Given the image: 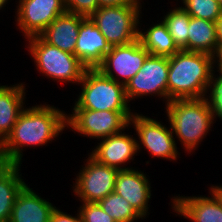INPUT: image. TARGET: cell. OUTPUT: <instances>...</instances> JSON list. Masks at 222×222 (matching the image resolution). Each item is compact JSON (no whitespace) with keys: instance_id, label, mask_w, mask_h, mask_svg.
<instances>
[{"instance_id":"cell-1","label":"cell","mask_w":222,"mask_h":222,"mask_svg":"<svg viewBox=\"0 0 222 222\" xmlns=\"http://www.w3.org/2000/svg\"><path fill=\"white\" fill-rule=\"evenodd\" d=\"M66 115L49 104L24 108L11 133L0 144V162L22 164L23 147L42 146L56 139L67 127Z\"/></svg>"},{"instance_id":"cell-2","label":"cell","mask_w":222,"mask_h":222,"mask_svg":"<svg viewBox=\"0 0 222 222\" xmlns=\"http://www.w3.org/2000/svg\"><path fill=\"white\" fill-rule=\"evenodd\" d=\"M168 103L207 97L215 69L213 56L180 49L168 57Z\"/></svg>"},{"instance_id":"cell-3","label":"cell","mask_w":222,"mask_h":222,"mask_svg":"<svg viewBox=\"0 0 222 222\" xmlns=\"http://www.w3.org/2000/svg\"><path fill=\"white\" fill-rule=\"evenodd\" d=\"M165 109L172 132L190 153L206 137L216 118L207 97L172 100Z\"/></svg>"},{"instance_id":"cell-4","label":"cell","mask_w":222,"mask_h":222,"mask_svg":"<svg viewBox=\"0 0 222 222\" xmlns=\"http://www.w3.org/2000/svg\"><path fill=\"white\" fill-rule=\"evenodd\" d=\"M73 109L95 111H132L125 93V85L103 75L97 68L87 69Z\"/></svg>"},{"instance_id":"cell-5","label":"cell","mask_w":222,"mask_h":222,"mask_svg":"<svg viewBox=\"0 0 222 222\" xmlns=\"http://www.w3.org/2000/svg\"><path fill=\"white\" fill-rule=\"evenodd\" d=\"M29 40V41H28ZM28 51L36 69L50 79L78 83L88 69L75 54L63 51L45 42L39 35L27 38Z\"/></svg>"},{"instance_id":"cell-6","label":"cell","mask_w":222,"mask_h":222,"mask_svg":"<svg viewBox=\"0 0 222 222\" xmlns=\"http://www.w3.org/2000/svg\"><path fill=\"white\" fill-rule=\"evenodd\" d=\"M141 5L99 7L91 20L110 46L127 45L139 39Z\"/></svg>"},{"instance_id":"cell-7","label":"cell","mask_w":222,"mask_h":222,"mask_svg":"<svg viewBox=\"0 0 222 222\" xmlns=\"http://www.w3.org/2000/svg\"><path fill=\"white\" fill-rule=\"evenodd\" d=\"M72 113L66 115L67 128L94 139H103L124 131L133 116L131 111L73 109Z\"/></svg>"},{"instance_id":"cell-8","label":"cell","mask_w":222,"mask_h":222,"mask_svg":"<svg viewBox=\"0 0 222 222\" xmlns=\"http://www.w3.org/2000/svg\"><path fill=\"white\" fill-rule=\"evenodd\" d=\"M168 57L149 55L140 70L125 85L126 97L134 98L155 94L168 103Z\"/></svg>"},{"instance_id":"cell-9","label":"cell","mask_w":222,"mask_h":222,"mask_svg":"<svg viewBox=\"0 0 222 222\" xmlns=\"http://www.w3.org/2000/svg\"><path fill=\"white\" fill-rule=\"evenodd\" d=\"M85 167L81 168L73 193L81 202L98 203L114 192L118 169L98 162L90 154Z\"/></svg>"},{"instance_id":"cell-10","label":"cell","mask_w":222,"mask_h":222,"mask_svg":"<svg viewBox=\"0 0 222 222\" xmlns=\"http://www.w3.org/2000/svg\"><path fill=\"white\" fill-rule=\"evenodd\" d=\"M133 124V125H132ZM130 125L134 126L138 135L137 151L145 147L153 157H161L169 160H176L178 150L174 139V134L156 119H152L143 114L134 113L130 118ZM171 130V131H170ZM143 145L142 147L140 146Z\"/></svg>"},{"instance_id":"cell-11","label":"cell","mask_w":222,"mask_h":222,"mask_svg":"<svg viewBox=\"0 0 222 222\" xmlns=\"http://www.w3.org/2000/svg\"><path fill=\"white\" fill-rule=\"evenodd\" d=\"M149 55L139 39L127 45L111 46L97 69L106 77L126 85L140 70Z\"/></svg>"},{"instance_id":"cell-12","label":"cell","mask_w":222,"mask_h":222,"mask_svg":"<svg viewBox=\"0 0 222 222\" xmlns=\"http://www.w3.org/2000/svg\"><path fill=\"white\" fill-rule=\"evenodd\" d=\"M18 3L16 22L26 39L40 35L66 12L65 0H19Z\"/></svg>"},{"instance_id":"cell-13","label":"cell","mask_w":222,"mask_h":222,"mask_svg":"<svg viewBox=\"0 0 222 222\" xmlns=\"http://www.w3.org/2000/svg\"><path fill=\"white\" fill-rule=\"evenodd\" d=\"M111 46L91 20L85 17L80 24L79 35L75 45V56L88 68H97L110 51Z\"/></svg>"},{"instance_id":"cell-14","label":"cell","mask_w":222,"mask_h":222,"mask_svg":"<svg viewBox=\"0 0 222 222\" xmlns=\"http://www.w3.org/2000/svg\"><path fill=\"white\" fill-rule=\"evenodd\" d=\"M101 142L94 148L90 155L98 162L114 167L118 170L131 169L124 167L126 162H131L137 155L138 140L127 135L125 132H120L112 136L100 139ZM124 164L123 166H121Z\"/></svg>"},{"instance_id":"cell-15","label":"cell","mask_w":222,"mask_h":222,"mask_svg":"<svg viewBox=\"0 0 222 222\" xmlns=\"http://www.w3.org/2000/svg\"><path fill=\"white\" fill-rule=\"evenodd\" d=\"M150 189V181L141 170L118 171L114 192L124 197L143 218L149 213Z\"/></svg>"},{"instance_id":"cell-16","label":"cell","mask_w":222,"mask_h":222,"mask_svg":"<svg viewBox=\"0 0 222 222\" xmlns=\"http://www.w3.org/2000/svg\"><path fill=\"white\" fill-rule=\"evenodd\" d=\"M210 193L211 197H173L172 209L192 222H222V202L212 190Z\"/></svg>"},{"instance_id":"cell-17","label":"cell","mask_w":222,"mask_h":222,"mask_svg":"<svg viewBox=\"0 0 222 222\" xmlns=\"http://www.w3.org/2000/svg\"><path fill=\"white\" fill-rule=\"evenodd\" d=\"M55 207L26 184L17 195L9 222H50Z\"/></svg>"},{"instance_id":"cell-18","label":"cell","mask_w":222,"mask_h":222,"mask_svg":"<svg viewBox=\"0 0 222 222\" xmlns=\"http://www.w3.org/2000/svg\"><path fill=\"white\" fill-rule=\"evenodd\" d=\"M84 16L65 12L59 15L39 36L50 45L75 54L79 28Z\"/></svg>"},{"instance_id":"cell-19","label":"cell","mask_w":222,"mask_h":222,"mask_svg":"<svg viewBox=\"0 0 222 222\" xmlns=\"http://www.w3.org/2000/svg\"><path fill=\"white\" fill-rule=\"evenodd\" d=\"M25 84L0 86V144L11 133L19 115L24 110Z\"/></svg>"},{"instance_id":"cell-20","label":"cell","mask_w":222,"mask_h":222,"mask_svg":"<svg viewBox=\"0 0 222 222\" xmlns=\"http://www.w3.org/2000/svg\"><path fill=\"white\" fill-rule=\"evenodd\" d=\"M20 166L0 162V222H9L17 195L26 185L19 174Z\"/></svg>"},{"instance_id":"cell-21","label":"cell","mask_w":222,"mask_h":222,"mask_svg":"<svg viewBox=\"0 0 222 222\" xmlns=\"http://www.w3.org/2000/svg\"><path fill=\"white\" fill-rule=\"evenodd\" d=\"M187 33L188 41L182 50L214 54L218 46L215 22L190 17Z\"/></svg>"},{"instance_id":"cell-22","label":"cell","mask_w":222,"mask_h":222,"mask_svg":"<svg viewBox=\"0 0 222 222\" xmlns=\"http://www.w3.org/2000/svg\"><path fill=\"white\" fill-rule=\"evenodd\" d=\"M160 22L153 24L146 32L139 30V40L150 55L170 57L180 48L174 42L163 20Z\"/></svg>"},{"instance_id":"cell-23","label":"cell","mask_w":222,"mask_h":222,"mask_svg":"<svg viewBox=\"0 0 222 222\" xmlns=\"http://www.w3.org/2000/svg\"><path fill=\"white\" fill-rule=\"evenodd\" d=\"M98 204L116 222H133L143 217L129 204V202L115 192H111Z\"/></svg>"},{"instance_id":"cell-24","label":"cell","mask_w":222,"mask_h":222,"mask_svg":"<svg viewBox=\"0 0 222 222\" xmlns=\"http://www.w3.org/2000/svg\"><path fill=\"white\" fill-rule=\"evenodd\" d=\"M163 17V22L166 24L168 32L177 46L182 49L188 41L187 32L191 16L181 6L173 8Z\"/></svg>"},{"instance_id":"cell-25","label":"cell","mask_w":222,"mask_h":222,"mask_svg":"<svg viewBox=\"0 0 222 222\" xmlns=\"http://www.w3.org/2000/svg\"><path fill=\"white\" fill-rule=\"evenodd\" d=\"M182 7L191 17L216 22L222 16L217 0H182Z\"/></svg>"},{"instance_id":"cell-26","label":"cell","mask_w":222,"mask_h":222,"mask_svg":"<svg viewBox=\"0 0 222 222\" xmlns=\"http://www.w3.org/2000/svg\"><path fill=\"white\" fill-rule=\"evenodd\" d=\"M79 212L83 222H116L98 203L83 202Z\"/></svg>"},{"instance_id":"cell-27","label":"cell","mask_w":222,"mask_h":222,"mask_svg":"<svg viewBox=\"0 0 222 222\" xmlns=\"http://www.w3.org/2000/svg\"><path fill=\"white\" fill-rule=\"evenodd\" d=\"M209 92L210 96L208 95L207 98L209 99L214 115L222 120V74L217 75V78L213 74Z\"/></svg>"},{"instance_id":"cell-28","label":"cell","mask_w":222,"mask_h":222,"mask_svg":"<svg viewBox=\"0 0 222 222\" xmlns=\"http://www.w3.org/2000/svg\"><path fill=\"white\" fill-rule=\"evenodd\" d=\"M67 12L90 17L98 8V0H65Z\"/></svg>"},{"instance_id":"cell-29","label":"cell","mask_w":222,"mask_h":222,"mask_svg":"<svg viewBox=\"0 0 222 222\" xmlns=\"http://www.w3.org/2000/svg\"><path fill=\"white\" fill-rule=\"evenodd\" d=\"M76 215L77 216H71L59 210L58 207H55L50 215V222H83L79 210Z\"/></svg>"},{"instance_id":"cell-30","label":"cell","mask_w":222,"mask_h":222,"mask_svg":"<svg viewBox=\"0 0 222 222\" xmlns=\"http://www.w3.org/2000/svg\"><path fill=\"white\" fill-rule=\"evenodd\" d=\"M142 0H98L99 7L118 5H141Z\"/></svg>"},{"instance_id":"cell-31","label":"cell","mask_w":222,"mask_h":222,"mask_svg":"<svg viewBox=\"0 0 222 222\" xmlns=\"http://www.w3.org/2000/svg\"><path fill=\"white\" fill-rule=\"evenodd\" d=\"M212 56H213V64H215L213 65V67H217L218 65L217 67L218 70L216 71L219 72V74H222V45H218L216 47V50Z\"/></svg>"},{"instance_id":"cell-32","label":"cell","mask_w":222,"mask_h":222,"mask_svg":"<svg viewBox=\"0 0 222 222\" xmlns=\"http://www.w3.org/2000/svg\"><path fill=\"white\" fill-rule=\"evenodd\" d=\"M215 23L218 45H222V16Z\"/></svg>"},{"instance_id":"cell-33","label":"cell","mask_w":222,"mask_h":222,"mask_svg":"<svg viewBox=\"0 0 222 222\" xmlns=\"http://www.w3.org/2000/svg\"><path fill=\"white\" fill-rule=\"evenodd\" d=\"M210 189L220 198L222 202V186H211Z\"/></svg>"},{"instance_id":"cell-34","label":"cell","mask_w":222,"mask_h":222,"mask_svg":"<svg viewBox=\"0 0 222 222\" xmlns=\"http://www.w3.org/2000/svg\"><path fill=\"white\" fill-rule=\"evenodd\" d=\"M8 2V0H0V10L5 7L6 3Z\"/></svg>"},{"instance_id":"cell-35","label":"cell","mask_w":222,"mask_h":222,"mask_svg":"<svg viewBox=\"0 0 222 222\" xmlns=\"http://www.w3.org/2000/svg\"><path fill=\"white\" fill-rule=\"evenodd\" d=\"M217 2L220 4V6L222 7V0H217Z\"/></svg>"}]
</instances>
